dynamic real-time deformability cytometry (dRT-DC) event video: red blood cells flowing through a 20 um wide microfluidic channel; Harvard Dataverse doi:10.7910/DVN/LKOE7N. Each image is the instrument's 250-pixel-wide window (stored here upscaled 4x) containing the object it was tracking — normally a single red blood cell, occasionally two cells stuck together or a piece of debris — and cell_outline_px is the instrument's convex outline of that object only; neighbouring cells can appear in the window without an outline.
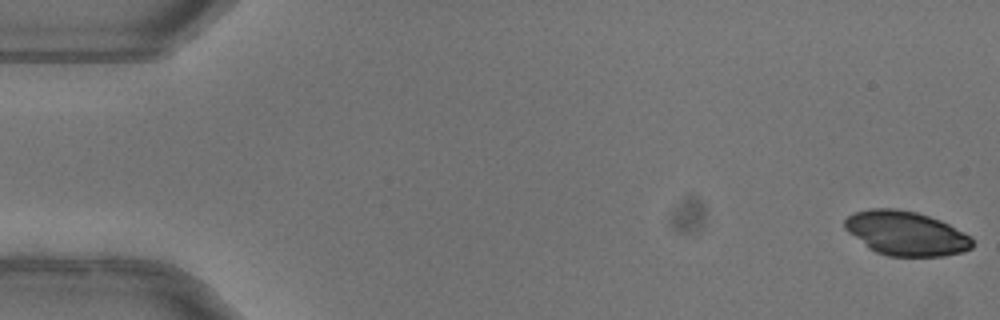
{"species": "common noctule bat (a hibernating species)", "species_latin": "Nyctalus noctula", "temperature_condition": "warm", "stored_images_in_passage": 9, "camera_frame_rate_fps": 3000, "um_per_image_px": 0.085, "animal": {"sex": "female"}, "frame": {"image": 1, "passage_image": 1, "time_ms": 0.0, "image_size_px": [1000, 320], "cell_outline_px": [[972, 248], [964, 252], [944, 256], [888, 256], [876, 252], [868, 248], [848, 232], [844, 228], [844, 220], [852, 212], [872, 208], [896, 208], [916, 212], [940, 220], [972, 236]], "centroid_in_image_um": [77.0, 19.83], "position_along_channel_um": 8.0, "area_um2": 33.12}}